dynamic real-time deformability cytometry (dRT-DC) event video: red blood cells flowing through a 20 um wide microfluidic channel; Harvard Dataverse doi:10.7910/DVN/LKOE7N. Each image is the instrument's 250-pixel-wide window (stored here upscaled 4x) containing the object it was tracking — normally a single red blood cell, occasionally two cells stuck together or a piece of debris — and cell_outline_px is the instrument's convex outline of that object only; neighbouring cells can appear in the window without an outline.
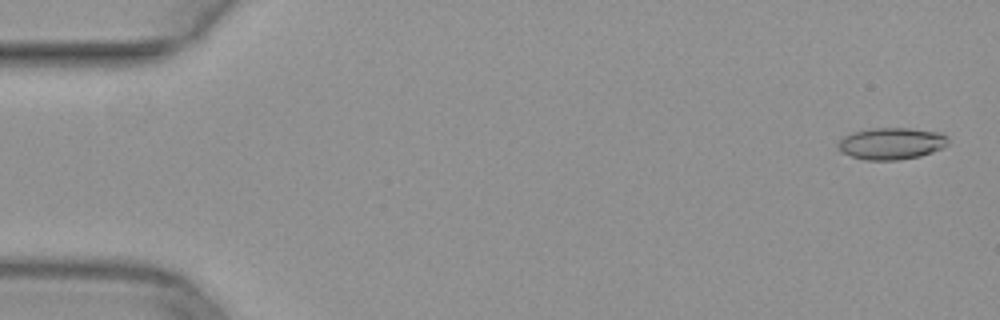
{"species": "common noctule bat (a hibernating species)", "species_latin": "Nyctalus noctula", "temperature_condition": "warm", "stored_images_in_passage": 50, "camera_frame_rate_fps": 3000, "um_per_image_px": 0.085, "animal": {"sex": "female", "body_mass_g": 29.2, "forearm_length_mm": 56.3}, "frame": {"image": 1, "passage_image": 1, "time_ms": 0.0, "image_size_px": [1000, 320], "cell_outline_px": [[948, 144], [944, 148], [920, 156], [896, 160], [864, 160], [840, 152], [836, 144], [844, 136], [852, 132], [872, 128], [912, 128], [940, 132], [948, 136]], "centroid_in_image_um": [75.78, 12.19], "position_along_channel_um": 9.2, "area_um2": 20.63}}
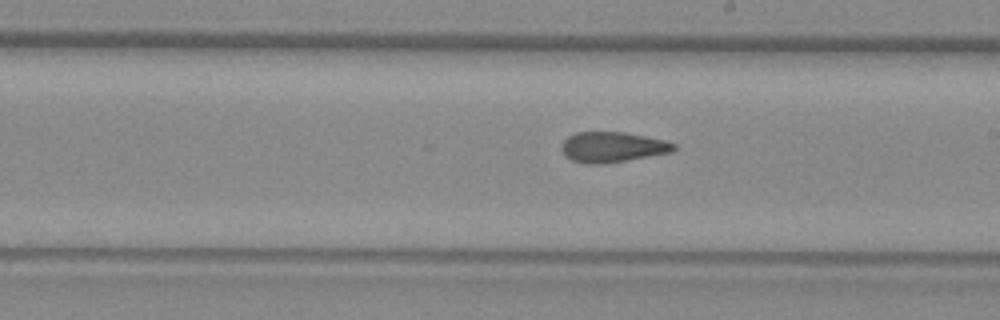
{"frame": {"image": 2, "passage_image": 28, "time_ms": 9.0, "image_size_px": [1000, 320], "cell_outline_px": [[676, 148], [672, 152], [600, 164], [588, 164], [572, 160], [560, 148], [564, 140], [568, 136], [576, 132], [624, 132], [664, 140], [676, 144]], "centroid_in_image_um": [52.05, 12.49], "position_along_channel_um": 236.9, "area_um2": 19.54}}
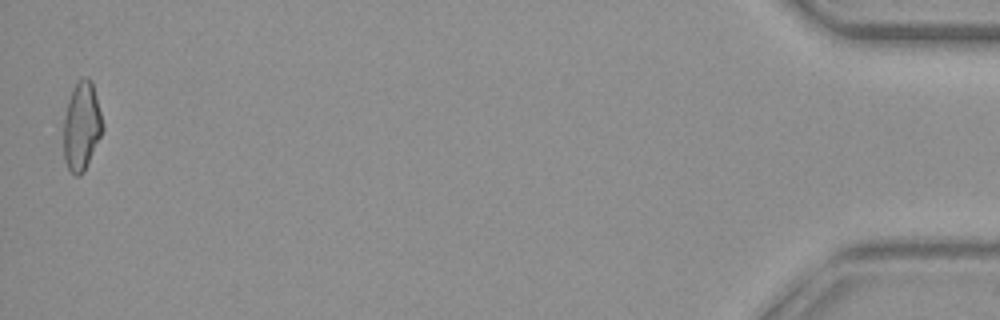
{"frame": {"image": 3, "passage_image": 49, "time_ms": 16.0, "image_size_px": [1000, 320], "cell_outline_px": [[104, 128], [84, 172], [80, 176], [76, 176], [68, 168], [64, 160], [64, 116], [68, 100], [76, 80], [84, 76], [88, 76], [92, 80], [104, 124]], "centroid_in_image_um": [6.95, 10.68], "position_along_channel_um": 428.3, "area_um2": 20.35}}